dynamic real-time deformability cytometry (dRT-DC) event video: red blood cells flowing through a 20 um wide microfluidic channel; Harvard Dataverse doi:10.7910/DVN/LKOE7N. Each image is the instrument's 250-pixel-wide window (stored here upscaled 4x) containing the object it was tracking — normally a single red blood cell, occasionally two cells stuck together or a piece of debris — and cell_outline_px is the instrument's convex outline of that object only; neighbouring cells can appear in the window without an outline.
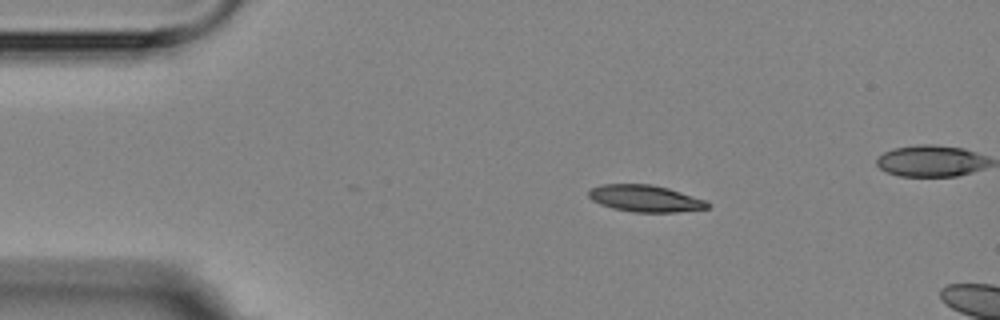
{"species": "Egyptian fruit bat (a non-hibernating species)", "species_latin": "Rousettus aegyptiacus", "temperature_condition": "room temperature", "stored_images_in_passage": 3, "camera_frame_rate_fps": 3000, "um_per_image_px": 0.085, "animal": {"sex": "female"}, "frame": {"image": 1, "passage_image": 1, "time_ms": 0.0, "image_size_px": [1000, 320], "cell_outline_px": [[708, 208], [676, 212], [632, 212], [612, 208], [600, 204], [592, 200], [588, 196], [588, 192], [592, 188], [604, 184], [652, 184], [668, 188], [704, 200], [708, 204]], "centroid_in_image_um": [54.8, 16.87], "position_along_channel_um": 30.2, "area_um2": 18.32}}